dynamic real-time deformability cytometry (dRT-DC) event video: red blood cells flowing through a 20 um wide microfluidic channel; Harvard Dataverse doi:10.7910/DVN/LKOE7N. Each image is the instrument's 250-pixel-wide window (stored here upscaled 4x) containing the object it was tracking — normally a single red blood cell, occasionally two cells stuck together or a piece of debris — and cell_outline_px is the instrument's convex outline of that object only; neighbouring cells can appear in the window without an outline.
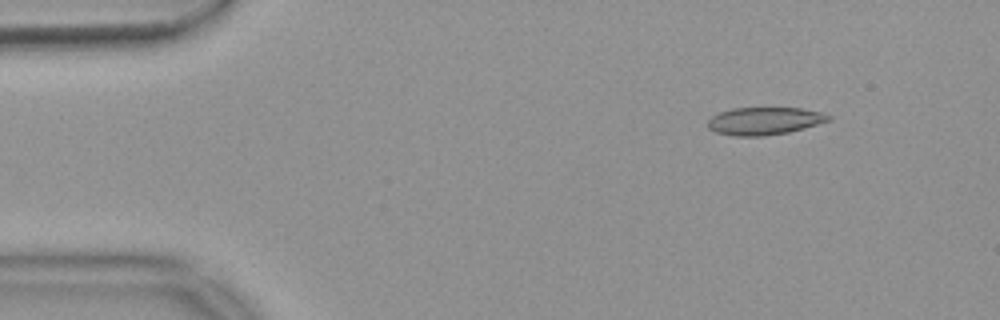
{"species": "common noctule bat (a hibernating species)", "species_latin": "Nyctalus noctula", "temperature_condition": "warm", "stored_images_in_passage": 49, "camera_frame_rate_fps": 3000, "um_per_image_px": 0.085, "animal": {"sex": "female", "body_mass_g": 18.4}, "frame": {"image": 1, "passage_image": 1, "time_ms": 0.0, "image_size_px": [1000, 320], "cell_outline_px": [[832, 120], [804, 128], [788, 132], [764, 136], [732, 136], [716, 132], [708, 128], [708, 120], [712, 116], [720, 112], [732, 108], [800, 108], [820, 112], [832, 116]], "centroid_in_image_um": [64.97, 10.28], "position_along_channel_um": 20.0, "area_um2": 19.42}}
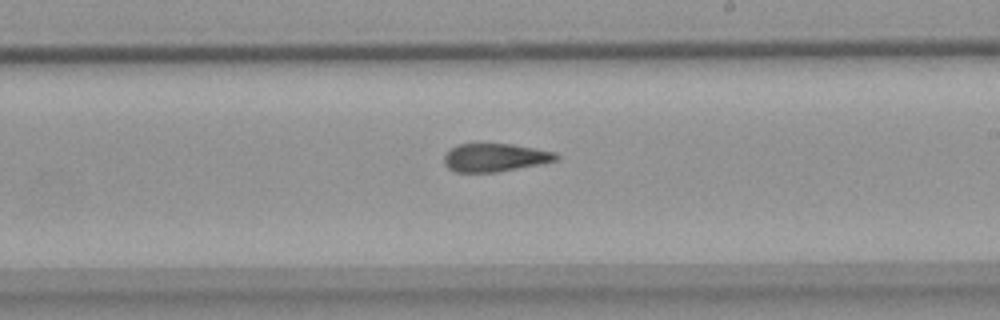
{"frame": {"image": 2, "passage_image": 26, "time_ms": 8.333, "image_size_px": [1000, 320], "cell_outline_px": [[560, 160], [540, 164], [496, 172], [456, 172], [448, 168], [444, 164], [444, 156], [452, 148], [460, 144], [512, 144], [556, 152], [560, 156]], "centroid_in_image_um": [42.11, 13.39], "position_along_channel_um": 246.9, "area_um2": 18.32}}
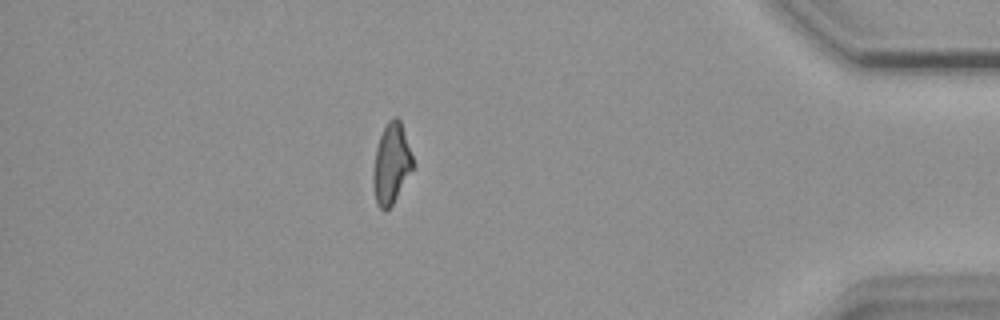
{"frame": {"image": 3, "passage_image": 42, "time_ms": 13.667, "image_size_px": [1000, 320], "cell_outline_px": [[416, 164], [392, 204], [384, 212], [376, 204], [372, 184], [372, 176], [376, 148], [380, 136], [388, 120], [392, 116], [396, 116], [400, 120]], "centroid_in_image_um": [33.27, 13.91], "position_along_channel_um": 401.9, "area_um2": 18.79}, "authors_computed_cell_mechanics": {"area_um2": 19.4786, "velocity_mm_per_s": 3.717, "shape_relaxation_time_tau1_ms": null, "shape_relaxation_time_tau2_ms": 5.3955, "deformation_change_tau1": null, "deformation_change_tau2": 0.1668}}